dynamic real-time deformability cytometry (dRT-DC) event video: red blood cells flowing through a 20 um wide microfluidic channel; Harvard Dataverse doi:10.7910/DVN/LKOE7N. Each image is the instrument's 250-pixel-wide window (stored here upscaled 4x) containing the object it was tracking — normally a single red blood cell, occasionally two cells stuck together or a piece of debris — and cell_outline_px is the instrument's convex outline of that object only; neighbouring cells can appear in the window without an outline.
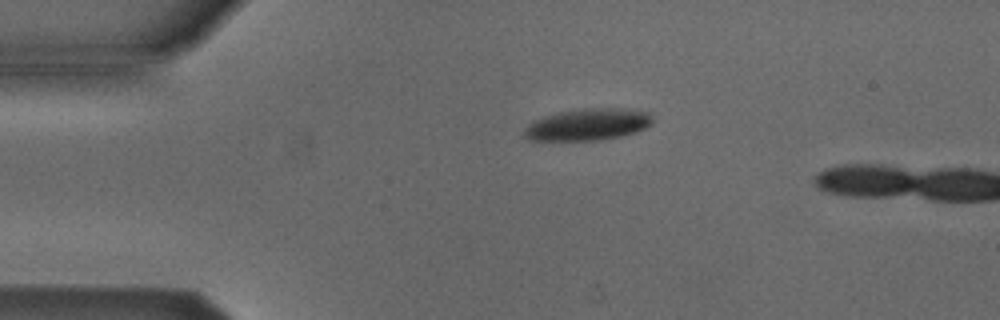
{"species": "Egyptian fruit bat (a non-hibernating species)", "species_latin": "Rousettus aegyptiacus", "temperature_condition": "cold", "stored_images_in_passage": 3, "camera_frame_rate_fps": 3000, "um_per_image_px": 0.085, "animal": {"sex": "male"}, "frame": {"image": 1, "passage_image": 1, "time_ms": 0.0, "image_size_px": [1000, 320], "cell_outline_px": [[652, 124], [636, 132], [620, 136], [600, 140], [528, 140], [524, 136], [524, 128], [532, 120], [556, 112], [584, 108], [624, 108], [648, 112], [652, 116]], "centroid_in_image_um": [49.94, 10.57], "position_along_channel_um": 35.1, "area_um2": 23.93}}